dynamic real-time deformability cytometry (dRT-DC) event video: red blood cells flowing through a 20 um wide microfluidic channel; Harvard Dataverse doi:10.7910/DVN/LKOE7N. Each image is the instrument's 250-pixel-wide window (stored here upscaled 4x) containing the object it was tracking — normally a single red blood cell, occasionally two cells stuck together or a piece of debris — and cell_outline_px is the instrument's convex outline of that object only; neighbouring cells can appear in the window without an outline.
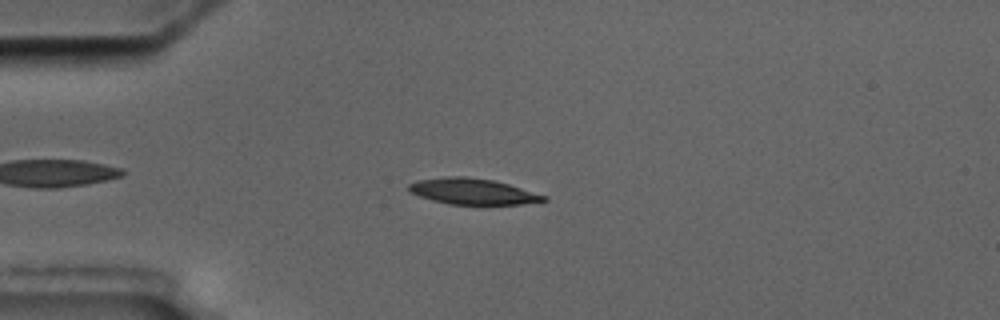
{"species": "common noctule bat (a hibernating species)", "species_latin": "Nyctalus noctula", "temperature_condition": "cold", "stored_images_in_passage": 6, "camera_frame_rate_fps": 3000, "um_per_image_px": 0.085, "animal": {"sex": "male", "body_mass_g": 17.5, "forearm_length_mm": 52.3}, "frame": {"image": 1, "passage_image": 4, "time_ms": 3.333, "image_size_px": [1000, 320], "cell_outline_px": [[548, 200], [520, 204], [448, 204], [432, 200], [408, 192], [408, 184], [416, 180], [448, 176], [464, 176], [492, 180], [508, 184], [548, 196]], "centroid_in_image_um": [40.14, 16.26], "position_along_channel_um": 44.9, "area_um2": 20.35}}
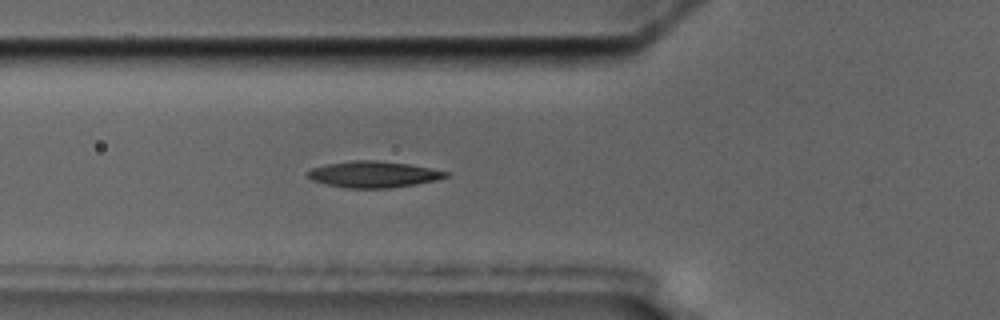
{"frame": {"image": 2, "passage_image": 6, "time_ms": 5.333, "image_size_px": [1000, 320], "cell_outline_px": [[448, 176], [436, 180], [416, 184], [388, 188], [348, 188], [328, 184], [312, 180], [308, 176], [308, 172], [312, 168], [324, 164], [352, 160], [372, 160], [408, 164], [448, 172]], "centroid_in_image_um": [31.72, 14.82], "position_along_channel_um": 94.1, "area_um2": 20.87}}